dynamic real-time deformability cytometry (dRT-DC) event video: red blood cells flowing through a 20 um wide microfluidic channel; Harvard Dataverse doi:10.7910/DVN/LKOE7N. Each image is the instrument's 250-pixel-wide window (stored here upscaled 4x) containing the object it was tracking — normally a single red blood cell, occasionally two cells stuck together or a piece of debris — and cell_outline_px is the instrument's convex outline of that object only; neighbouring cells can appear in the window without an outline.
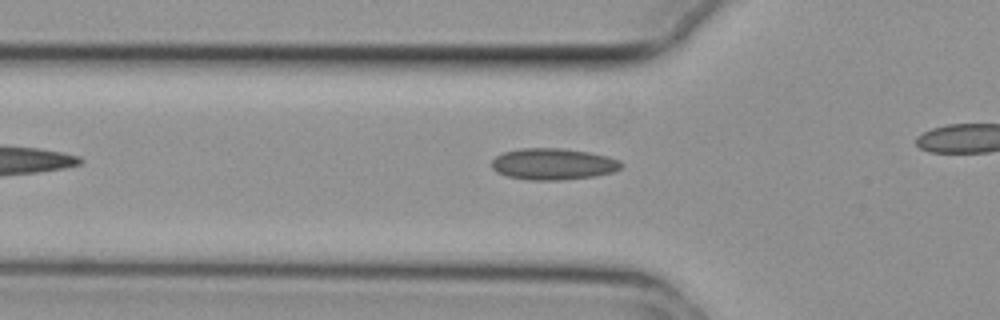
{"species": "common noctule bat (a hibernating species)", "species_latin": "Nyctalus noctula", "temperature_condition": "cold", "stored_images_in_passage": 30, "camera_frame_rate_fps": 3000, "um_per_image_px": 0.085, "animal": {"sex": "female", "body_mass_g": 29.2, "forearm_length_mm": 56.3}, "frame": {"image": 1, "passage_image": 8, "time_ms": 2.333, "image_size_px": [1000, 320], "cell_outline_px": [[624, 164], [620, 168], [612, 172], [596, 176], [560, 180], [528, 180], [508, 176], [496, 172], [492, 168], [492, 160], [496, 156], [504, 152], [520, 148], [564, 148], [588, 152], [608, 156], [620, 160]], "centroid_in_image_um": [47.03, 13.94], "position_along_channel_um": 78.8, "area_um2": 23.87}}
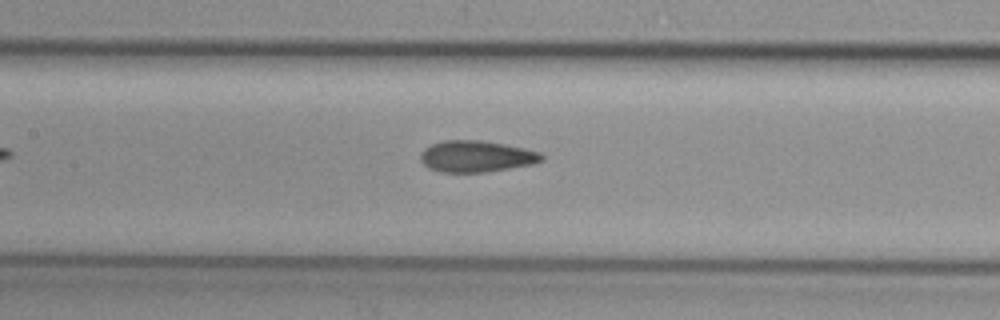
{"frame": {"image": 2, "passage_image": 15, "time_ms": 4.667, "image_size_px": [1000, 320], "cell_outline_px": [[544, 160], [532, 164], [488, 172], [440, 172], [428, 168], [420, 160], [420, 152], [424, 148], [432, 144], [444, 140], [480, 140], [504, 144], [524, 148], [540, 152], [544, 156]], "centroid_in_image_um": [40.47, 13.29], "position_along_channel_um": 166.9, "area_um2": 22.31}}
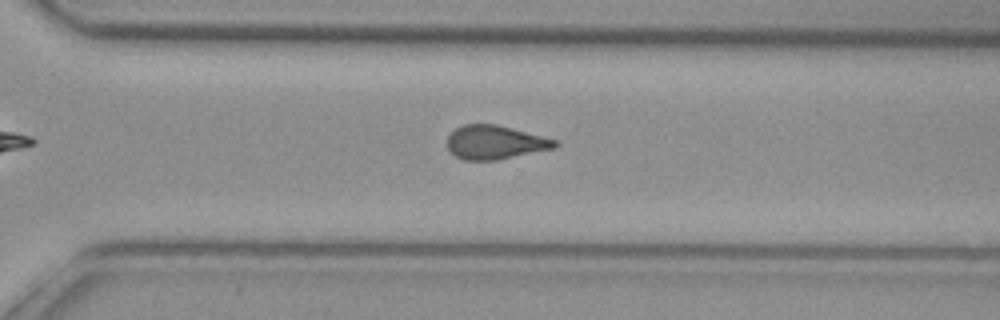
{"frame": {"image": 3, "passage_image": 28, "time_ms": 9.0, "image_size_px": [1000, 320], "cell_outline_px": [[560, 144], [556, 148], [496, 160], [464, 160], [456, 156], [448, 148], [448, 136], [456, 128], [464, 124], [496, 124], [512, 128], [556, 140]], "centroid_in_image_um": [42.1, 12.1], "position_along_channel_um": 328.5, "area_um2": 21.04}}